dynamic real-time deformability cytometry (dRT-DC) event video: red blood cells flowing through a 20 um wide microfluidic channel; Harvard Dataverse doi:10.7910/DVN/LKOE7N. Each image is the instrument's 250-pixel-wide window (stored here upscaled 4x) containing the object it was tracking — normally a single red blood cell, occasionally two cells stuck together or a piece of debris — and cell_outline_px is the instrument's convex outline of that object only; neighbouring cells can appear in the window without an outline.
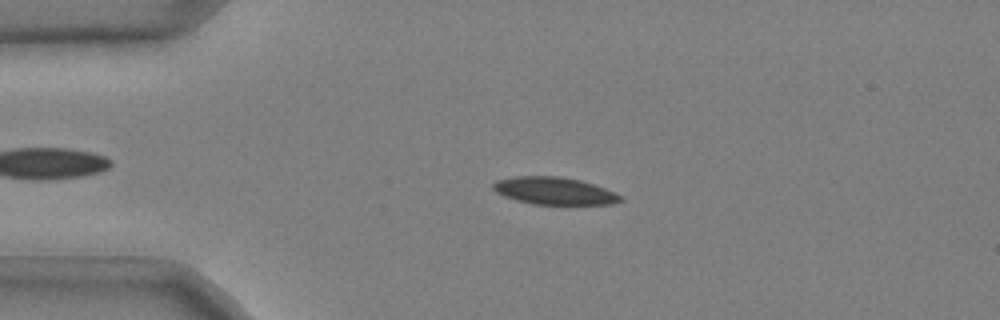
{"species": "common noctule bat (a hibernating species)", "species_latin": "Nyctalus noctula", "temperature_condition": "cold", "stored_images_in_passage": 51, "camera_frame_rate_fps": 3000, "um_per_image_px": 0.085, "animal": {"sex": "male", "body_mass_g": 20.4}, "frame": {"image": 1, "passage_image": 11, "time_ms": 3.333, "image_size_px": [1000, 320], "cell_outline_px": [[624, 200], [612, 204], [532, 204], [516, 200], [504, 196], [496, 192], [492, 188], [492, 184], [496, 180], [516, 176], [560, 176], [580, 180], [604, 188], [620, 196]], "centroid_in_image_um": [47.07, 16.22], "position_along_channel_um": 37.9, "area_um2": 20.17}}
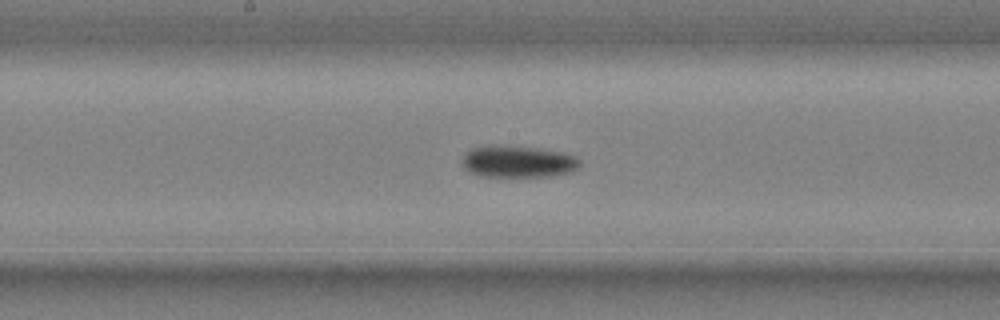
{"frame": {"image": 2, "passage_image": 27, "time_ms": 8.667, "image_size_px": [1000, 320], "cell_outline_px": [[580, 168], [572, 172], [552, 176], [484, 176], [472, 172], [464, 168], [460, 164], [464, 152], [472, 148], [540, 148], [560, 152], [576, 156], [580, 160]], "centroid_in_image_um": [44.09, 13.78], "position_along_channel_um": 204.1, "area_um2": 21.15}}
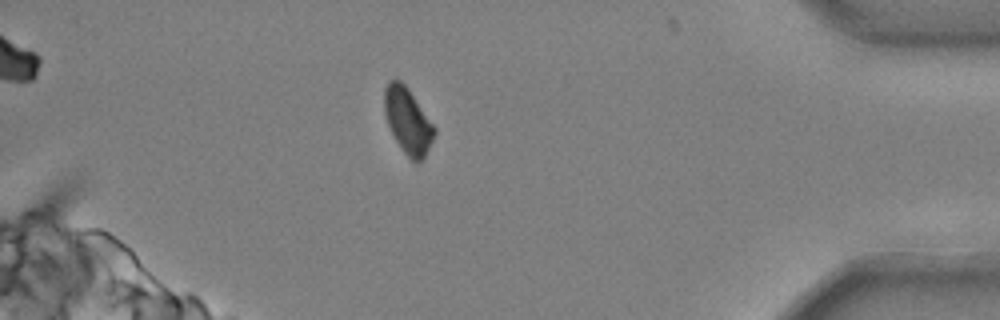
{"frame": {"image": 3, "passage_image": 46, "time_ms": 15.0, "image_size_px": [1000, 320], "cell_outline_px": [[436, 132], [424, 156], [416, 164], [400, 148], [388, 124], [384, 112], [384, 88], [388, 80], [400, 80], [408, 88], [436, 128]], "centroid_in_image_um": [34.65, 10.24], "position_along_channel_um": 400.6, "area_um2": 18.9}, "authors_computed_cell_mechanics": {"area_um2": 21.097, "velocity_mm_per_s": 3.6758, "shape_relaxation_time_tau1_ms": 5.6601, "shape_relaxation_time_tau2_ms": null, "deformation_change_tau1": 0.1047, "deformation_change_tau2": null}}